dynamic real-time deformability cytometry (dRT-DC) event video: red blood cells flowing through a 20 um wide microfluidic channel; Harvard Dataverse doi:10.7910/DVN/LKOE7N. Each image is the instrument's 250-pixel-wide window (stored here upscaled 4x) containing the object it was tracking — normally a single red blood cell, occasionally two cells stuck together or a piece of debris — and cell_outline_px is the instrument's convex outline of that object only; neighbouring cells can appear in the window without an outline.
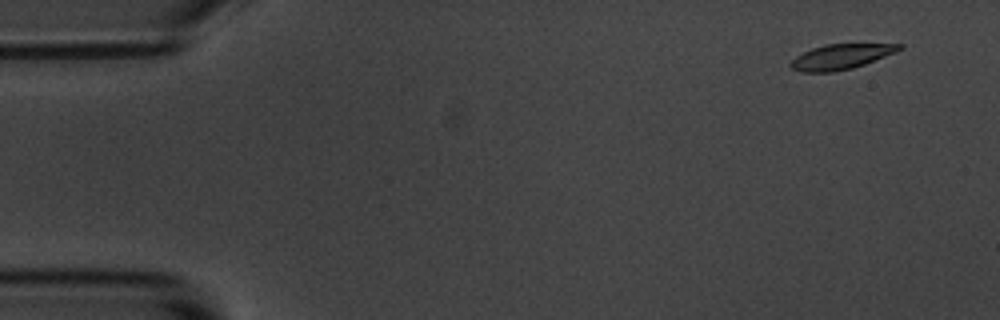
{"species": "common noctule bat (a hibernating species)", "species_latin": "Nyctalus noctula", "temperature_condition": "room temperature", "stored_images_in_passage": 5, "camera_frame_rate_fps": 3000, "um_per_image_px": 0.085, "animal": {"sex": "male", "body_mass_g": 20.1, "forearm_length_mm": 53.5}, "frame": {"image": 1, "passage_image": 1, "time_ms": 0.0, "image_size_px": [1000, 320], "cell_outline_px": [[904, 48], [896, 52], [864, 64], [852, 68], [832, 72], [800, 72], [792, 68], [788, 64], [796, 56], [812, 48], [824, 44], [904, 44]], "centroid_in_image_um": [71.47, 4.82], "position_along_channel_um": 13.5, "area_um2": 15.84}}
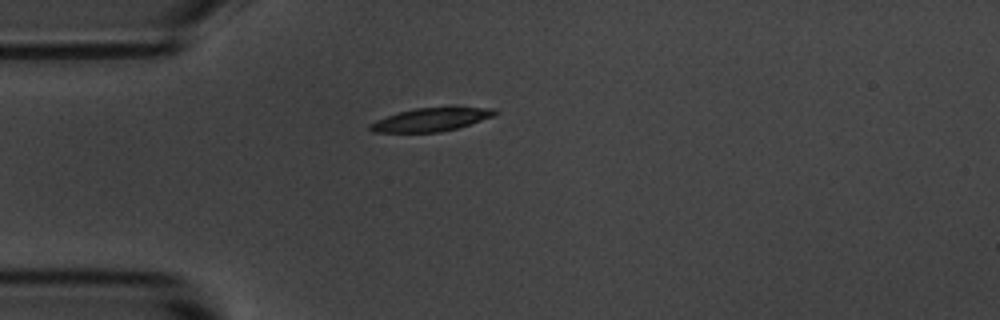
{"frame": {"image": 2, "passage_image": 4, "time_ms": 3.667, "image_size_px": [1000, 320], "cell_outline_px": [[496, 116], [456, 128], [440, 132], [372, 132], [368, 128], [368, 124], [376, 120], [400, 112], [416, 108], [496, 108]], "centroid_in_image_um": [36.61, 10.18], "position_along_channel_um": 48.4, "area_um2": 16.59}}